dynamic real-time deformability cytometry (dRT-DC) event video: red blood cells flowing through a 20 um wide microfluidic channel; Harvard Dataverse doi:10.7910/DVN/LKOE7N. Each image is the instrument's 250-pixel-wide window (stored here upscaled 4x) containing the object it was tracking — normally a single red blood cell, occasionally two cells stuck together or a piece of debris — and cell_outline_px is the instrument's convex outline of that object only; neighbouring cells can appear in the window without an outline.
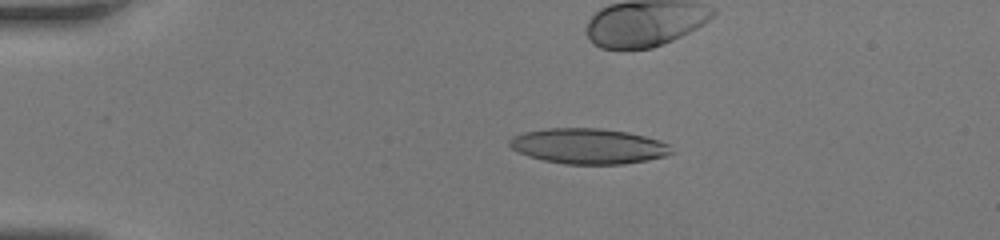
{"species": "human", "species_latin": "Homo sapiens", "temperature_condition": "room temperature", "stored_images_in_passage": 39, "camera_frame_rate_fps": 3000, "um_per_image_px": 0.085, "donor": {"sex": "female"}, "frame": {"image": 1, "passage_image": 12, "time_ms": 3.667, "image_size_px": [1000, 240], "cell_outline_px": [[672, 152], [664, 156], [648, 160], [624, 164], [564, 164], [544, 160], [528, 156], [512, 148], [508, 144], [508, 140], [512, 136], [524, 132], [548, 128], [600, 128], [628, 132], [660, 140], [668, 144]], "centroid_in_image_um": [49.99, 12.42], "position_along_channel_um": 35.0, "area_um2": 33.35}}